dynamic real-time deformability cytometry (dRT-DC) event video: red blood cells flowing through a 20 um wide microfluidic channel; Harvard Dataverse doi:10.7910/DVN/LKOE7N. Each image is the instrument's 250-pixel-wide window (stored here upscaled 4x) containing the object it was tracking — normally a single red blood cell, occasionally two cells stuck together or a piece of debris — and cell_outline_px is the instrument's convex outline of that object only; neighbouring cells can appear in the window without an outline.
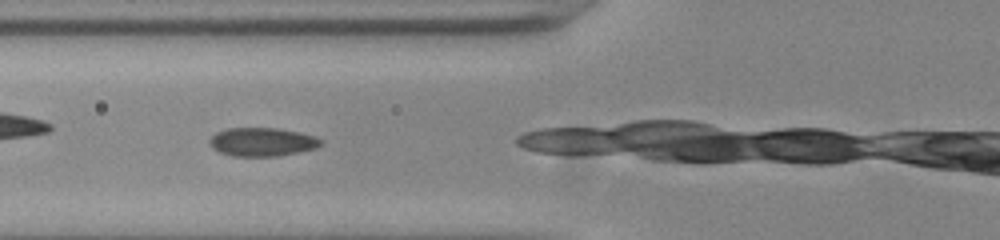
{"species": "common noctule bat (a hibernating species)", "species_latin": "Nyctalus noctula", "temperature_condition": "room temperature", "stored_images_in_passage": 6, "camera_frame_rate_fps": 3000, "um_per_image_px": 0.085, "animal": {"sex": "male", "body_mass_g": 20.0, "forearm_length_mm": 53.3}, "frame": {"image": 1, "passage_image": 3, "time_ms": 0.667, "image_size_px": [1000, 240], "cell_outline_px": [[324, 144], [316, 148], [276, 156], [232, 156], [220, 152], [212, 148], [208, 140], [216, 132], [228, 128], [276, 128], [300, 132], [324, 140]], "centroid_in_image_um": [22.28, 12.06], "position_along_channel_um": 103.5, "area_um2": 18.5}}